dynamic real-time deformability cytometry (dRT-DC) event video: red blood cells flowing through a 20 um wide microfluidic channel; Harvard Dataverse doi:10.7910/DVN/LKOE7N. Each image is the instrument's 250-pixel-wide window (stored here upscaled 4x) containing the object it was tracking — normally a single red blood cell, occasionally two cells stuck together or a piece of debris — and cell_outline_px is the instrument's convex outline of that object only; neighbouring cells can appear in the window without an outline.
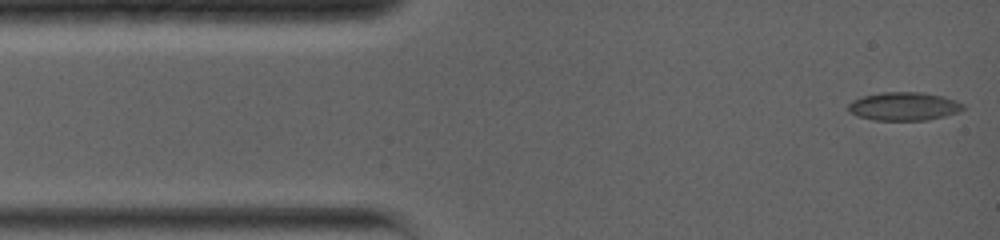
{"species": "common noctule bat (a hibernating species)", "species_latin": "Nyctalus noctula", "temperature_condition": "warm", "stored_images_in_passage": 77, "camera_frame_rate_fps": 5000, "um_per_image_px": 0.085, "animal": {"sex": "female", "body_mass_g": 19.0, "forearm_length_mm": 56.7}, "frame": {"image": 1, "passage_image": 1, "time_ms": 0.0, "image_size_px": [1000, 240], "cell_outline_px": [[964, 108], [960, 112], [928, 120], [876, 120], [856, 116], [848, 112], [848, 104], [852, 100], [864, 96], [880, 92], [924, 92], [944, 96], [956, 100], [964, 104]], "centroid_in_image_um": [76.84, 9.03], "position_along_channel_um": 8.2, "area_um2": 19.19}}
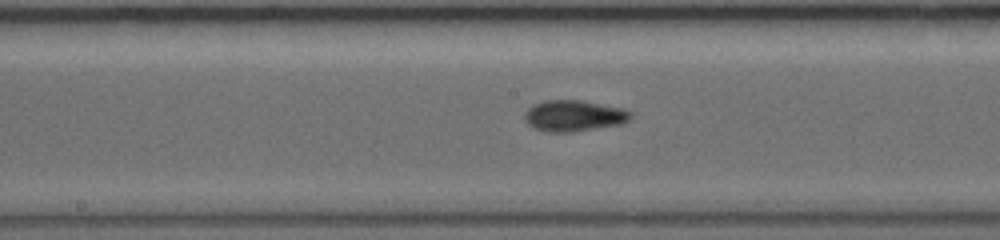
{"frame": {"image": 2, "passage_image": 32, "time_ms": 6.6, "image_size_px": [1000, 240], "cell_outline_px": [[632, 116], [628, 120], [620, 124], [572, 132], [548, 132], [532, 128], [524, 120], [524, 112], [532, 104], [544, 100], [580, 100], [620, 108], [632, 112]], "centroid_in_image_um": [48.71, 9.84], "position_along_channel_um": 199.5, "area_um2": 19.25}}
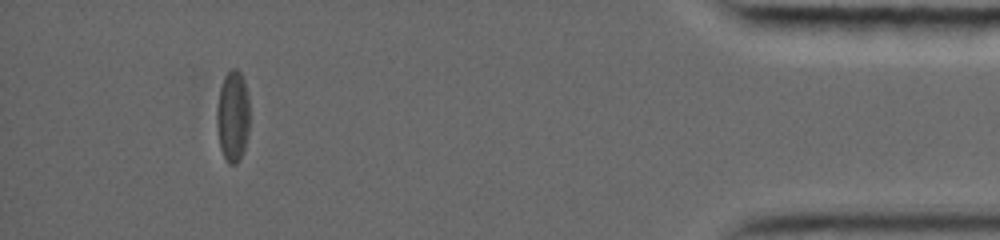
{"frame": {"image": 3, "passage_image": 67, "time_ms": 13.8, "image_size_px": [1000, 240], "cell_outline_px": [[248, 132], [244, 152], [240, 160], [236, 164], [228, 164], [220, 148], [216, 124], [216, 112], [220, 88], [224, 76], [232, 68], [236, 68], [240, 72], [244, 80], [248, 96]], "centroid_in_image_um": [19.78, 9.9], "position_along_channel_um": 415.4, "area_um2": 17.57}, "authors_computed_cell_mechanics": {"area_um2": 17.9758, "velocity_mm_per_s": 3.9664, "shape_relaxation_time_tau1_ms": 6.9476, "shape_relaxation_time_tau2_ms": 2.2799, "deformation_change_tau1": 0.1883, "deformation_change_tau2": 0.0811}}